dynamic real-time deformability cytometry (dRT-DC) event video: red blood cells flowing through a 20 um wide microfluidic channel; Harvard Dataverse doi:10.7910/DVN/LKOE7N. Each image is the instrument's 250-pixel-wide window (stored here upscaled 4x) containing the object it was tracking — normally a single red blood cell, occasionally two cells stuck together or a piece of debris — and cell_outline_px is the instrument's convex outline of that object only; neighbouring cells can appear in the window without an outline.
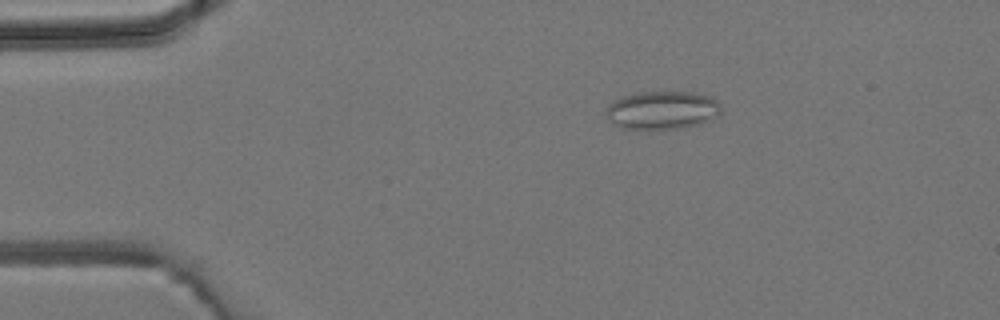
{"species": "common noctule bat (a hibernating species)", "species_latin": "Nyctalus noctula", "temperature_condition": "room temperature", "stored_images_in_passage": 5, "camera_frame_rate_fps": 3000, "um_per_image_px": 0.085, "animal": {"sex": "male", "body_mass_g": 19.2, "forearm_length_mm": 51.8}, "frame": {"image": 1, "passage_image": 3, "time_ms": 2.333, "image_size_px": [1000, 320], "cell_outline_px": [[720, 112], [716, 116], [700, 124], [676, 128], [620, 128], [612, 124], [608, 120], [604, 112], [608, 104], [620, 96], [640, 92], [692, 92], [708, 96], [716, 100], [720, 104]], "centroid_in_image_um": [56.22, 9.35], "position_along_channel_um": 28.8, "area_um2": 25.55}}